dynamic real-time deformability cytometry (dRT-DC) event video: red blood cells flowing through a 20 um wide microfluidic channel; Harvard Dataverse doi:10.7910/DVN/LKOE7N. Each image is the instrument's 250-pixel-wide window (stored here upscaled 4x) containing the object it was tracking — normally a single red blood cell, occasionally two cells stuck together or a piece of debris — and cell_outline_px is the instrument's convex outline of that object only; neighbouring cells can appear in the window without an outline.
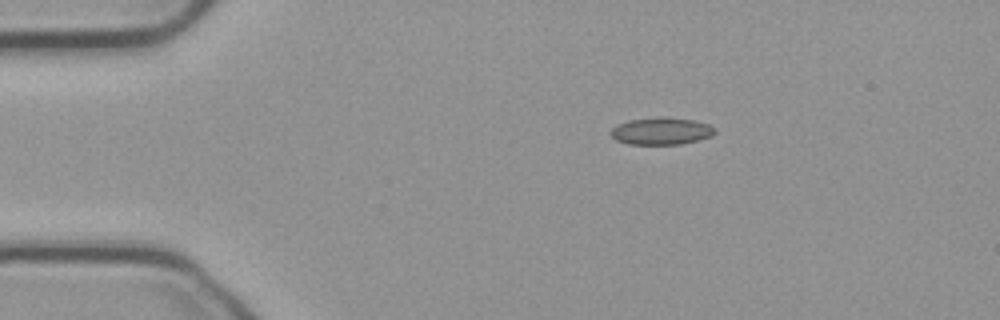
{"species": "common noctule bat (a hibernating species)", "species_latin": "Nyctalus noctula", "temperature_condition": "cold", "stored_images_in_passage": 46, "camera_frame_rate_fps": 3000, "um_per_image_px": 0.085, "animal": {"sex": "male", "body_mass_g": 23.1, "forearm_length_mm": 52.7}, "frame": {"image": 1, "passage_image": 1, "time_ms": 0.0, "image_size_px": [1000, 320], "cell_outline_px": [[716, 132], [712, 136], [680, 144], [628, 144], [616, 140], [608, 132], [616, 124], [628, 120], [696, 120], [708, 124], [716, 128]], "centroid_in_image_um": [56.19, 11.19], "position_along_channel_um": 28.8, "area_um2": 15.72}}
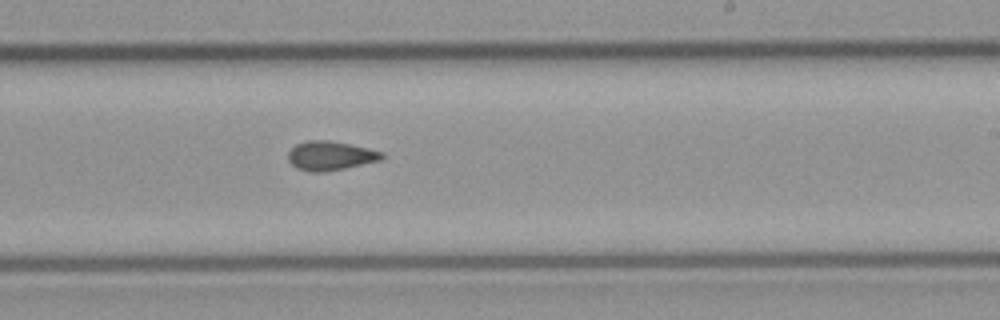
{"frame": {"image": 2, "passage_image": 24, "time_ms": 7.667, "image_size_px": [1000, 320], "cell_outline_px": [[384, 156], [380, 160], [344, 168], [324, 172], [308, 172], [296, 168], [288, 160], [288, 152], [296, 144], [308, 140], [328, 140], [368, 148], [384, 152]], "centroid_in_image_um": [28.06, 13.24], "position_along_channel_um": 260.9, "area_um2": 15.84}}
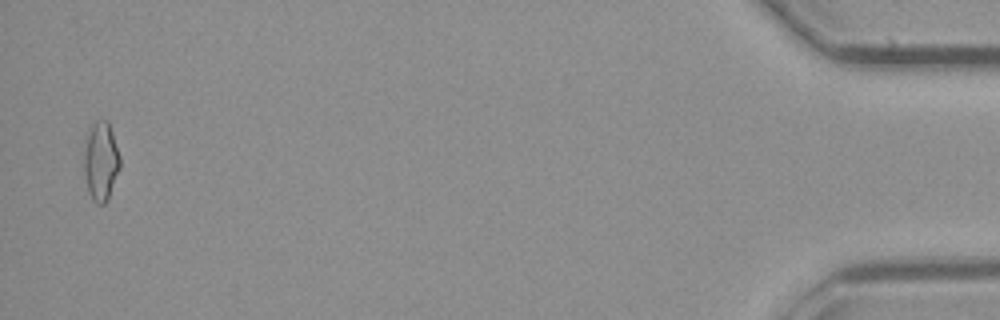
{"frame": {"image": 3, "passage_image": 45, "time_ms": 14.667, "image_size_px": [1000, 320], "cell_outline_px": [[120, 168], [108, 200], [104, 204], [96, 204], [92, 200], [88, 192], [84, 172], [84, 152], [88, 128], [96, 120], [108, 120], [120, 156]], "centroid_in_image_um": [8.57, 13.72], "position_along_channel_um": 426.6, "area_um2": 16.76}, "authors_computed_cell_mechanics": {"area_um2": 15.7505, "velocity_mm_per_s": 3.7351, "shape_relaxation_time_tau1_ms": null, "shape_relaxation_time_tau2_ms": 2.8216, "deformation_change_tau1": null, "deformation_change_tau2": 0.1012}}